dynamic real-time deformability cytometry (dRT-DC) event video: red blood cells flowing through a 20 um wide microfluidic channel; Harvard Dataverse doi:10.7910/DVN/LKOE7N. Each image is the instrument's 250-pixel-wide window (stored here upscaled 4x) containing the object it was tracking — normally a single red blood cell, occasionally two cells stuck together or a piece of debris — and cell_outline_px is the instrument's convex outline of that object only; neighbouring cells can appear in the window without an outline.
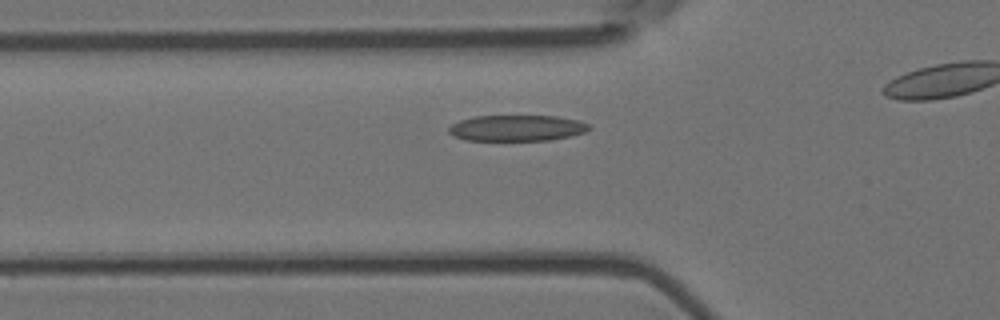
{"species": "Egyptian fruit bat (a non-hibernating species)", "species_latin": "Rousettus aegyptiacus", "temperature_condition": "room temperature", "stored_images_in_passage": 28, "camera_frame_rate_fps": 3000, "um_per_image_px": 0.085, "animal": {"sex": "female"}, "frame": {"image": 1, "passage_image": 2, "time_ms": 0.333, "image_size_px": [1000, 320], "cell_outline_px": [[592, 128], [584, 132], [552, 140], [464, 140], [452, 136], [448, 132], [448, 128], [452, 124], [460, 120], [472, 116], [556, 116], [580, 120], [588, 124]], "centroid_in_image_um": [43.91, 10.88], "position_along_channel_um": 81.9, "area_um2": 21.33}}
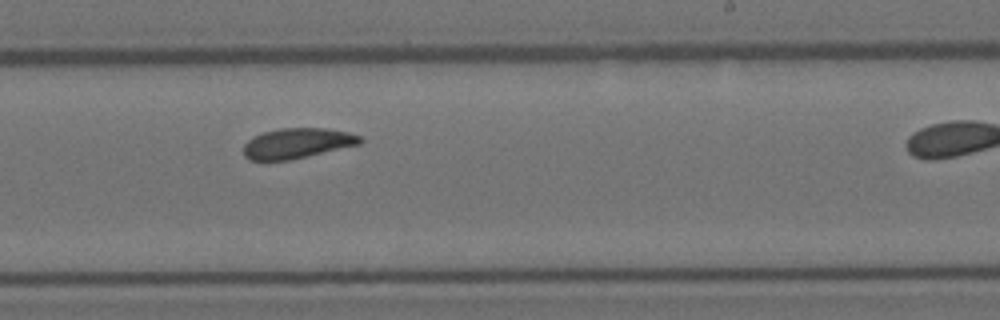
{"frame": {"image": 2, "passage_image": 17, "time_ms": 5.333, "image_size_px": [1000, 320], "cell_outline_px": [[364, 140], [360, 144], [288, 160], [248, 160], [244, 156], [244, 144], [252, 136], [264, 132], [280, 128], [324, 128], [348, 132], [360, 136]], "centroid_in_image_um": [25.24, 12.17], "position_along_channel_um": 263.8, "area_um2": 20.4}}
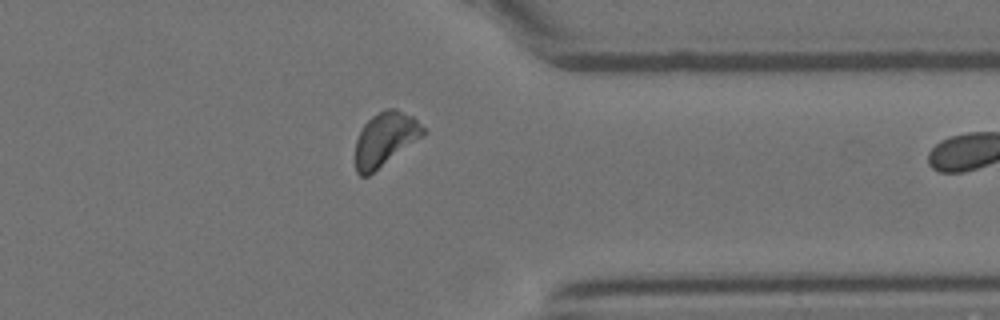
{"frame": {"image": 3, "passage_image": 27, "time_ms": 8.667, "image_size_px": [1000, 320], "cell_outline_px": [[428, 132], [424, 136], [368, 176], [360, 176], [356, 172], [356, 140], [364, 124], [372, 116], [384, 108], [396, 108], [412, 116]], "centroid_in_image_um": [32.76, 11.82], "position_along_channel_um": 378.6, "area_um2": 21.27}}